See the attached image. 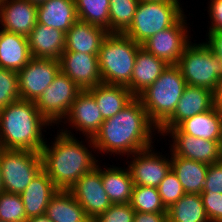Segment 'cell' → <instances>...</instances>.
<instances>
[{
    "label": "cell",
    "instance_id": "cell-5",
    "mask_svg": "<svg viewBox=\"0 0 222 222\" xmlns=\"http://www.w3.org/2000/svg\"><path fill=\"white\" fill-rule=\"evenodd\" d=\"M186 81L177 65H168L163 73L138 98L149 119L159 128L175 111Z\"/></svg>",
    "mask_w": 222,
    "mask_h": 222
},
{
    "label": "cell",
    "instance_id": "cell-3",
    "mask_svg": "<svg viewBox=\"0 0 222 222\" xmlns=\"http://www.w3.org/2000/svg\"><path fill=\"white\" fill-rule=\"evenodd\" d=\"M50 126L35 101L10 103L0 109V148L41 152L47 141L43 133Z\"/></svg>",
    "mask_w": 222,
    "mask_h": 222
},
{
    "label": "cell",
    "instance_id": "cell-24",
    "mask_svg": "<svg viewBox=\"0 0 222 222\" xmlns=\"http://www.w3.org/2000/svg\"><path fill=\"white\" fill-rule=\"evenodd\" d=\"M31 58L27 37L0 30V68L18 73Z\"/></svg>",
    "mask_w": 222,
    "mask_h": 222
},
{
    "label": "cell",
    "instance_id": "cell-46",
    "mask_svg": "<svg viewBox=\"0 0 222 222\" xmlns=\"http://www.w3.org/2000/svg\"><path fill=\"white\" fill-rule=\"evenodd\" d=\"M3 191V188H2V178H1V168H0V192Z\"/></svg>",
    "mask_w": 222,
    "mask_h": 222
},
{
    "label": "cell",
    "instance_id": "cell-20",
    "mask_svg": "<svg viewBox=\"0 0 222 222\" xmlns=\"http://www.w3.org/2000/svg\"><path fill=\"white\" fill-rule=\"evenodd\" d=\"M27 40L31 56L34 58L59 60L65 50V33L44 24L37 23Z\"/></svg>",
    "mask_w": 222,
    "mask_h": 222
},
{
    "label": "cell",
    "instance_id": "cell-23",
    "mask_svg": "<svg viewBox=\"0 0 222 222\" xmlns=\"http://www.w3.org/2000/svg\"><path fill=\"white\" fill-rule=\"evenodd\" d=\"M78 20L75 0H45L37 4V23L66 33Z\"/></svg>",
    "mask_w": 222,
    "mask_h": 222
},
{
    "label": "cell",
    "instance_id": "cell-30",
    "mask_svg": "<svg viewBox=\"0 0 222 222\" xmlns=\"http://www.w3.org/2000/svg\"><path fill=\"white\" fill-rule=\"evenodd\" d=\"M168 222H210L200 194L186 193L167 209Z\"/></svg>",
    "mask_w": 222,
    "mask_h": 222
},
{
    "label": "cell",
    "instance_id": "cell-18",
    "mask_svg": "<svg viewBox=\"0 0 222 222\" xmlns=\"http://www.w3.org/2000/svg\"><path fill=\"white\" fill-rule=\"evenodd\" d=\"M0 28L27 37L37 24V4L28 0H0Z\"/></svg>",
    "mask_w": 222,
    "mask_h": 222
},
{
    "label": "cell",
    "instance_id": "cell-38",
    "mask_svg": "<svg viewBox=\"0 0 222 222\" xmlns=\"http://www.w3.org/2000/svg\"><path fill=\"white\" fill-rule=\"evenodd\" d=\"M200 195L210 222H222V194L202 191Z\"/></svg>",
    "mask_w": 222,
    "mask_h": 222
},
{
    "label": "cell",
    "instance_id": "cell-47",
    "mask_svg": "<svg viewBox=\"0 0 222 222\" xmlns=\"http://www.w3.org/2000/svg\"><path fill=\"white\" fill-rule=\"evenodd\" d=\"M220 156H221V161H222V139L220 141Z\"/></svg>",
    "mask_w": 222,
    "mask_h": 222
},
{
    "label": "cell",
    "instance_id": "cell-22",
    "mask_svg": "<svg viewBox=\"0 0 222 222\" xmlns=\"http://www.w3.org/2000/svg\"><path fill=\"white\" fill-rule=\"evenodd\" d=\"M58 191L42 169L20 194L27 219L45 215L51 197Z\"/></svg>",
    "mask_w": 222,
    "mask_h": 222
},
{
    "label": "cell",
    "instance_id": "cell-48",
    "mask_svg": "<svg viewBox=\"0 0 222 222\" xmlns=\"http://www.w3.org/2000/svg\"><path fill=\"white\" fill-rule=\"evenodd\" d=\"M147 1H167V0H139V2H147Z\"/></svg>",
    "mask_w": 222,
    "mask_h": 222
},
{
    "label": "cell",
    "instance_id": "cell-29",
    "mask_svg": "<svg viewBox=\"0 0 222 222\" xmlns=\"http://www.w3.org/2000/svg\"><path fill=\"white\" fill-rule=\"evenodd\" d=\"M209 165L203 162L171 156V169L177 175L185 193L201 194Z\"/></svg>",
    "mask_w": 222,
    "mask_h": 222
},
{
    "label": "cell",
    "instance_id": "cell-27",
    "mask_svg": "<svg viewBox=\"0 0 222 222\" xmlns=\"http://www.w3.org/2000/svg\"><path fill=\"white\" fill-rule=\"evenodd\" d=\"M101 179L104 190L112 204L130 203L133 190V180L128 167L101 165Z\"/></svg>",
    "mask_w": 222,
    "mask_h": 222
},
{
    "label": "cell",
    "instance_id": "cell-13",
    "mask_svg": "<svg viewBox=\"0 0 222 222\" xmlns=\"http://www.w3.org/2000/svg\"><path fill=\"white\" fill-rule=\"evenodd\" d=\"M103 121L94 97L87 90H82L71 104L68 114L59 124L62 127H59V130L69 135H75L71 132L75 129L81 135L93 138Z\"/></svg>",
    "mask_w": 222,
    "mask_h": 222
},
{
    "label": "cell",
    "instance_id": "cell-44",
    "mask_svg": "<svg viewBox=\"0 0 222 222\" xmlns=\"http://www.w3.org/2000/svg\"><path fill=\"white\" fill-rule=\"evenodd\" d=\"M26 222H53L46 215L29 218Z\"/></svg>",
    "mask_w": 222,
    "mask_h": 222
},
{
    "label": "cell",
    "instance_id": "cell-41",
    "mask_svg": "<svg viewBox=\"0 0 222 222\" xmlns=\"http://www.w3.org/2000/svg\"><path fill=\"white\" fill-rule=\"evenodd\" d=\"M205 37V43L213 54L222 60V31L208 32Z\"/></svg>",
    "mask_w": 222,
    "mask_h": 222
},
{
    "label": "cell",
    "instance_id": "cell-2",
    "mask_svg": "<svg viewBox=\"0 0 222 222\" xmlns=\"http://www.w3.org/2000/svg\"><path fill=\"white\" fill-rule=\"evenodd\" d=\"M53 138L50 144L46 141L40 152L43 170L58 190H69L84 174L97 166L98 156L93 154L96 148L92 138H84L88 143L86 145L84 139L80 141L75 135L61 130H57Z\"/></svg>",
    "mask_w": 222,
    "mask_h": 222
},
{
    "label": "cell",
    "instance_id": "cell-9",
    "mask_svg": "<svg viewBox=\"0 0 222 222\" xmlns=\"http://www.w3.org/2000/svg\"><path fill=\"white\" fill-rule=\"evenodd\" d=\"M82 89L61 71L35 101L40 114L52 125L59 124Z\"/></svg>",
    "mask_w": 222,
    "mask_h": 222
},
{
    "label": "cell",
    "instance_id": "cell-21",
    "mask_svg": "<svg viewBox=\"0 0 222 222\" xmlns=\"http://www.w3.org/2000/svg\"><path fill=\"white\" fill-rule=\"evenodd\" d=\"M167 66L166 62L141 46L137 51L131 82L127 88L135 97H138L163 73Z\"/></svg>",
    "mask_w": 222,
    "mask_h": 222
},
{
    "label": "cell",
    "instance_id": "cell-34",
    "mask_svg": "<svg viewBox=\"0 0 222 222\" xmlns=\"http://www.w3.org/2000/svg\"><path fill=\"white\" fill-rule=\"evenodd\" d=\"M0 220L26 222L25 207L20 194L0 192Z\"/></svg>",
    "mask_w": 222,
    "mask_h": 222
},
{
    "label": "cell",
    "instance_id": "cell-37",
    "mask_svg": "<svg viewBox=\"0 0 222 222\" xmlns=\"http://www.w3.org/2000/svg\"><path fill=\"white\" fill-rule=\"evenodd\" d=\"M135 210L130 203L112 204L92 222H133Z\"/></svg>",
    "mask_w": 222,
    "mask_h": 222
},
{
    "label": "cell",
    "instance_id": "cell-31",
    "mask_svg": "<svg viewBox=\"0 0 222 222\" xmlns=\"http://www.w3.org/2000/svg\"><path fill=\"white\" fill-rule=\"evenodd\" d=\"M79 21L105 28L109 32V0H75Z\"/></svg>",
    "mask_w": 222,
    "mask_h": 222
},
{
    "label": "cell",
    "instance_id": "cell-7",
    "mask_svg": "<svg viewBox=\"0 0 222 222\" xmlns=\"http://www.w3.org/2000/svg\"><path fill=\"white\" fill-rule=\"evenodd\" d=\"M186 84L215 91L222 77V60L204 42H189L176 64Z\"/></svg>",
    "mask_w": 222,
    "mask_h": 222
},
{
    "label": "cell",
    "instance_id": "cell-36",
    "mask_svg": "<svg viewBox=\"0 0 222 222\" xmlns=\"http://www.w3.org/2000/svg\"><path fill=\"white\" fill-rule=\"evenodd\" d=\"M157 189L161 196L162 203L164 204L166 209L170 208L183 195L186 194L177 178V175L173 172L172 169L161 181Z\"/></svg>",
    "mask_w": 222,
    "mask_h": 222
},
{
    "label": "cell",
    "instance_id": "cell-10",
    "mask_svg": "<svg viewBox=\"0 0 222 222\" xmlns=\"http://www.w3.org/2000/svg\"><path fill=\"white\" fill-rule=\"evenodd\" d=\"M187 21L184 14L172 27L151 36L142 47L168 65H176L193 38L189 35L190 24Z\"/></svg>",
    "mask_w": 222,
    "mask_h": 222
},
{
    "label": "cell",
    "instance_id": "cell-39",
    "mask_svg": "<svg viewBox=\"0 0 222 222\" xmlns=\"http://www.w3.org/2000/svg\"><path fill=\"white\" fill-rule=\"evenodd\" d=\"M203 191L222 194V161L209 165Z\"/></svg>",
    "mask_w": 222,
    "mask_h": 222
},
{
    "label": "cell",
    "instance_id": "cell-16",
    "mask_svg": "<svg viewBox=\"0 0 222 222\" xmlns=\"http://www.w3.org/2000/svg\"><path fill=\"white\" fill-rule=\"evenodd\" d=\"M214 106L213 92L204 87L186 85L174 113L158 128L162 137L182 121L210 110Z\"/></svg>",
    "mask_w": 222,
    "mask_h": 222
},
{
    "label": "cell",
    "instance_id": "cell-6",
    "mask_svg": "<svg viewBox=\"0 0 222 222\" xmlns=\"http://www.w3.org/2000/svg\"><path fill=\"white\" fill-rule=\"evenodd\" d=\"M181 0L139 2L131 26L123 33L142 45L172 27L184 14Z\"/></svg>",
    "mask_w": 222,
    "mask_h": 222
},
{
    "label": "cell",
    "instance_id": "cell-26",
    "mask_svg": "<svg viewBox=\"0 0 222 222\" xmlns=\"http://www.w3.org/2000/svg\"><path fill=\"white\" fill-rule=\"evenodd\" d=\"M177 128L188 135L211 141L222 139V112L215 106L182 121Z\"/></svg>",
    "mask_w": 222,
    "mask_h": 222
},
{
    "label": "cell",
    "instance_id": "cell-43",
    "mask_svg": "<svg viewBox=\"0 0 222 222\" xmlns=\"http://www.w3.org/2000/svg\"><path fill=\"white\" fill-rule=\"evenodd\" d=\"M214 106L222 112V77L218 81V85L213 92Z\"/></svg>",
    "mask_w": 222,
    "mask_h": 222
},
{
    "label": "cell",
    "instance_id": "cell-45",
    "mask_svg": "<svg viewBox=\"0 0 222 222\" xmlns=\"http://www.w3.org/2000/svg\"><path fill=\"white\" fill-rule=\"evenodd\" d=\"M28 1H30L31 3H34V4H41L45 0H28Z\"/></svg>",
    "mask_w": 222,
    "mask_h": 222
},
{
    "label": "cell",
    "instance_id": "cell-32",
    "mask_svg": "<svg viewBox=\"0 0 222 222\" xmlns=\"http://www.w3.org/2000/svg\"><path fill=\"white\" fill-rule=\"evenodd\" d=\"M109 1V33H124L131 26L139 0Z\"/></svg>",
    "mask_w": 222,
    "mask_h": 222
},
{
    "label": "cell",
    "instance_id": "cell-33",
    "mask_svg": "<svg viewBox=\"0 0 222 222\" xmlns=\"http://www.w3.org/2000/svg\"><path fill=\"white\" fill-rule=\"evenodd\" d=\"M130 204L135 212L167 213L156 187L134 185Z\"/></svg>",
    "mask_w": 222,
    "mask_h": 222
},
{
    "label": "cell",
    "instance_id": "cell-1",
    "mask_svg": "<svg viewBox=\"0 0 222 222\" xmlns=\"http://www.w3.org/2000/svg\"><path fill=\"white\" fill-rule=\"evenodd\" d=\"M157 134L158 127L149 119L141 100L135 97L118 114L103 121L92 141L98 157V153H106L128 158L153 146Z\"/></svg>",
    "mask_w": 222,
    "mask_h": 222
},
{
    "label": "cell",
    "instance_id": "cell-17",
    "mask_svg": "<svg viewBox=\"0 0 222 222\" xmlns=\"http://www.w3.org/2000/svg\"><path fill=\"white\" fill-rule=\"evenodd\" d=\"M60 71L71 78L82 90L102 83L98 55L81 52H63Z\"/></svg>",
    "mask_w": 222,
    "mask_h": 222
},
{
    "label": "cell",
    "instance_id": "cell-28",
    "mask_svg": "<svg viewBox=\"0 0 222 222\" xmlns=\"http://www.w3.org/2000/svg\"><path fill=\"white\" fill-rule=\"evenodd\" d=\"M45 215L53 222H92L69 190H58L51 197Z\"/></svg>",
    "mask_w": 222,
    "mask_h": 222
},
{
    "label": "cell",
    "instance_id": "cell-40",
    "mask_svg": "<svg viewBox=\"0 0 222 222\" xmlns=\"http://www.w3.org/2000/svg\"><path fill=\"white\" fill-rule=\"evenodd\" d=\"M207 12L210 17L211 26L207 32L222 31V0H210L208 2Z\"/></svg>",
    "mask_w": 222,
    "mask_h": 222
},
{
    "label": "cell",
    "instance_id": "cell-42",
    "mask_svg": "<svg viewBox=\"0 0 222 222\" xmlns=\"http://www.w3.org/2000/svg\"><path fill=\"white\" fill-rule=\"evenodd\" d=\"M133 222H168L167 213L135 212Z\"/></svg>",
    "mask_w": 222,
    "mask_h": 222
},
{
    "label": "cell",
    "instance_id": "cell-14",
    "mask_svg": "<svg viewBox=\"0 0 222 222\" xmlns=\"http://www.w3.org/2000/svg\"><path fill=\"white\" fill-rule=\"evenodd\" d=\"M69 191L92 221L112 205L104 190L100 162L92 171L84 174Z\"/></svg>",
    "mask_w": 222,
    "mask_h": 222
},
{
    "label": "cell",
    "instance_id": "cell-12",
    "mask_svg": "<svg viewBox=\"0 0 222 222\" xmlns=\"http://www.w3.org/2000/svg\"><path fill=\"white\" fill-rule=\"evenodd\" d=\"M155 146L128 156V159L132 160L130 163L127 161L126 165L128 164L134 185L157 188L171 170V156L160 153L154 149ZM167 155L168 157H166Z\"/></svg>",
    "mask_w": 222,
    "mask_h": 222
},
{
    "label": "cell",
    "instance_id": "cell-19",
    "mask_svg": "<svg viewBox=\"0 0 222 222\" xmlns=\"http://www.w3.org/2000/svg\"><path fill=\"white\" fill-rule=\"evenodd\" d=\"M108 34L103 27L77 20L65 33L64 52L98 55L100 46Z\"/></svg>",
    "mask_w": 222,
    "mask_h": 222
},
{
    "label": "cell",
    "instance_id": "cell-4",
    "mask_svg": "<svg viewBox=\"0 0 222 222\" xmlns=\"http://www.w3.org/2000/svg\"><path fill=\"white\" fill-rule=\"evenodd\" d=\"M141 46L123 33H109L98 53L102 82L127 86L131 82L137 51Z\"/></svg>",
    "mask_w": 222,
    "mask_h": 222
},
{
    "label": "cell",
    "instance_id": "cell-25",
    "mask_svg": "<svg viewBox=\"0 0 222 222\" xmlns=\"http://www.w3.org/2000/svg\"><path fill=\"white\" fill-rule=\"evenodd\" d=\"M87 91L94 97L103 120L118 114L135 98L127 86L103 82Z\"/></svg>",
    "mask_w": 222,
    "mask_h": 222
},
{
    "label": "cell",
    "instance_id": "cell-35",
    "mask_svg": "<svg viewBox=\"0 0 222 222\" xmlns=\"http://www.w3.org/2000/svg\"><path fill=\"white\" fill-rule=\"evenodd\" d=\"M20 99L18 73L0 68V109Z\"/></svg>",
    "mask_w": 222,
    "mask_h": 222
},
{
    "label": "cell",
    "instance_id": "cell-15",
    "mask_svg": "<svg viewBox=\"0 0 222 222\" xmlns=\"http://www.w3.org/2000/svg\"><path fill=\"white\" fill-rule=\"evenodd\" d=\"M169 136L170 155L203 162L211 165L221 161L220 141L204 140L181 132L177 127L170 128L164 135Z\"/></svg>",
    "mask_w": 222,
    "mask_h": 222
},
{
    "label": "cell",
    "instance_id": "cell-8",
    "mask_svg": "<svg viewBox=\"0 0 222 222\" xmlns=\"http://www.w3.org/2000/svg\"><path fill=\"white\" fill-rule=\"evenodd\" d=\"M0 168L3 191L21 194L43 169L41 153L0 148Z\"/></svg>",
    "mask_w": 222,
    "mask_h": 222
},
{
    "label": "cell",
    "instance_id": "cell-11",
    "mask_svg": "<svg viewBox=\"0 0 222 222\" xmlns=\"http://www.w3.org/2000/svg\"><path fill=\"white\" fill-rule=\"evenodd\" d=\"M60 72V62L53 58H34L18 72L21 100L36 101Z\"/></svg>",
    "mask_w": 222,
    "mask_h": 222
}]
</instances>
